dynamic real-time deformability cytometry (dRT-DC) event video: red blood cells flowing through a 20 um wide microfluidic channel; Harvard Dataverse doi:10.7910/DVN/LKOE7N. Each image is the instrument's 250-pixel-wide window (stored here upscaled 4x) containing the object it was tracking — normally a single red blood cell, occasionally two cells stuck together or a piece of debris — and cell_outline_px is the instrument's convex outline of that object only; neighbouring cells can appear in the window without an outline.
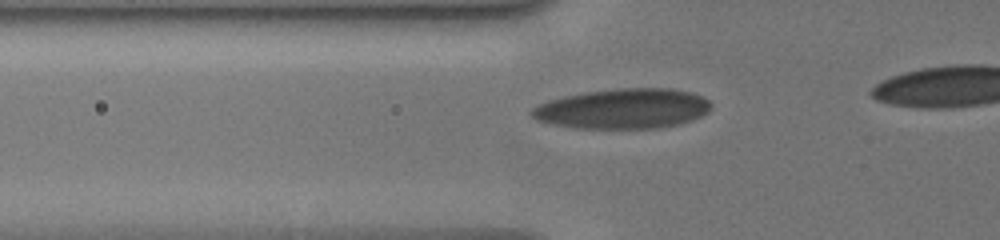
{"species": "human", "species_latin": "Homo sapiens", "temperature_condition": "cold", "stored_images_in_passage": 42, "camera_frame_rate_fps": 3000, "um_per_image_px": 0.085, "donor": {"sex": "male"}, "frame": {"image": 1, "passage_image": 15, "time_ms": 4.667, "image_size_px": [1000, 240], "cell_outline_px": [[712, 108], [708, 112], [692, 120], [680, 124], [660, 128], [576, 128], [552, 124], [536, 120], [528, 112], [536, 104], [548, 100], [564, 96], [584, 92], [616, 88], [672, 88], [692, 92], [704, 96], [712, 104]], "centroid_in_image_um": [52.96, 9.23], "position_along_channel_um": 72.8, "area_um2": 42.37}}
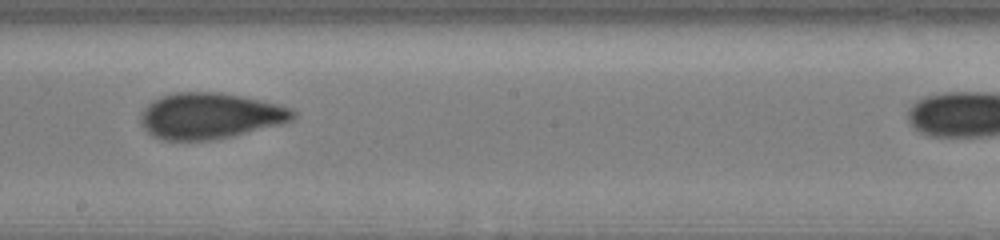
{"frame": {"image": 2, "passage_image": 27, "time_ms": 8.667, "image_size_px": [1000, 240], "cell_outline_px": [[296, 116], [292, 120], [280, 124], [232, 136], [212, 140], [164, 140], [152, 136], [140, 124], [140, 112], [152, 100], [160, 96], [172, 92], [220, 92], [240, 96], [276, 104], [292, 108], [296, 112]], "centroid_in_image_um": [17.8, 9.84], "position_along_channel_um": 230.4, "area_um2": 40.86}}
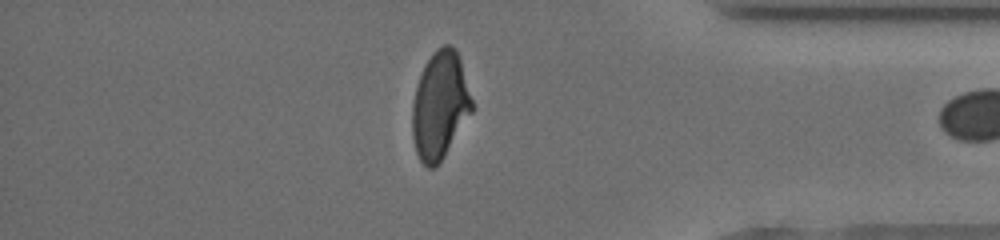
{"frame": {"image": 3, "passage_image": 41, "time_ms": 13.333, "image_size_px": [1000, 240], "cell_outline_px": [[472, 112], [440, 164], [432, 168], [428, 168], [420, 160], [416, 152], [412, 136], [412, 104], [416, 88], [420, 76], [432, 52], [436, 48], [444, 44], [448, 44], [456, 48], [460, 60], [472, 100]], "centroid_in_image_um": [37.39, 8.98], "position_along_channel_um": 397.8, "area_um2": 37.28}}